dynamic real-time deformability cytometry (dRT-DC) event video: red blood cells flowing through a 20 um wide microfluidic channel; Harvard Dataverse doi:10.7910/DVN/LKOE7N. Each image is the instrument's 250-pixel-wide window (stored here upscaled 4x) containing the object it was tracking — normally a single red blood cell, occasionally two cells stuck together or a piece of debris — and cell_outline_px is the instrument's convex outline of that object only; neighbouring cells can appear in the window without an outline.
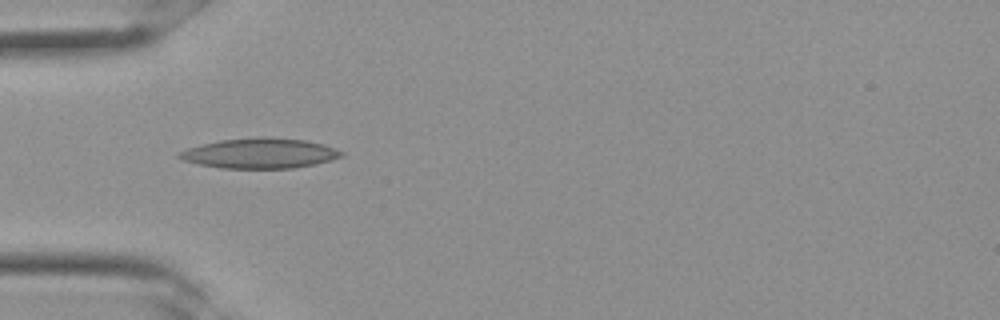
{"species": "Egyptian fruit bat (a non-hibernating species)", "species_latin": "Rousettus aegyptiacus", "temperature_condition": "room temperature", "stored_images_in_passage": 32, "camera_frame_rate_fps": 3000, "um_per_image_px": 0.085, "frame": {"image": 1, "passage_image": 10, "time_ms": 3.0, "image_size_px": [1000, 320], "cell_outline_px": [[344, 156], [332, 160], [316, 164], [292, 168], [220, 168], [180, 160], [176, 156], [176, 152], [188, 148], [220, 140], [256, 136], [264, 136], [304, 140], [324, 144], [336, 148], [344, 152]], "centroid_in_image_um": [22.09, 13.02], "position_along_channel_um": 62.9, "area_um2": 28.78}}
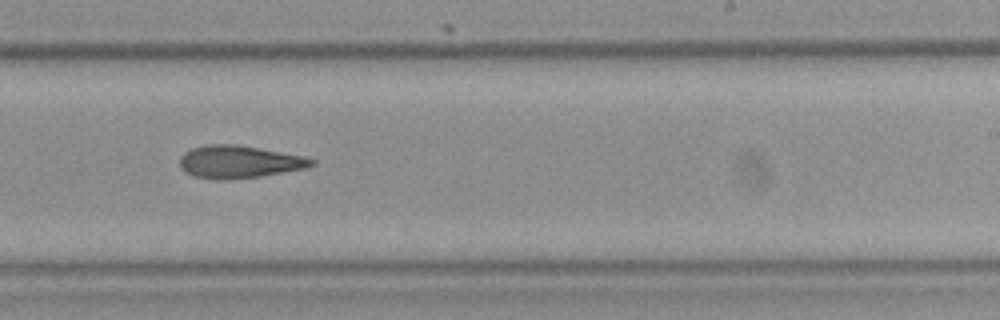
{"frame": {"image": 2, "passage_image": 20, "time_ms": 6.333, "image_size_px": [1000, 320], "cell_outline_px": [[316, 164], [304, 168], [260, 176], [224, 180], [216, 180], [192, 176], [184, 172], [180, 168], [180, 156], [184, 152], [192, 148], [208, 144], [236, 144], [308, 156], [316, 160]], "centroid_in_image_um": [20.32, 13.75], "position_along_channel_um": 268.7, "area_um2": 25.32}}
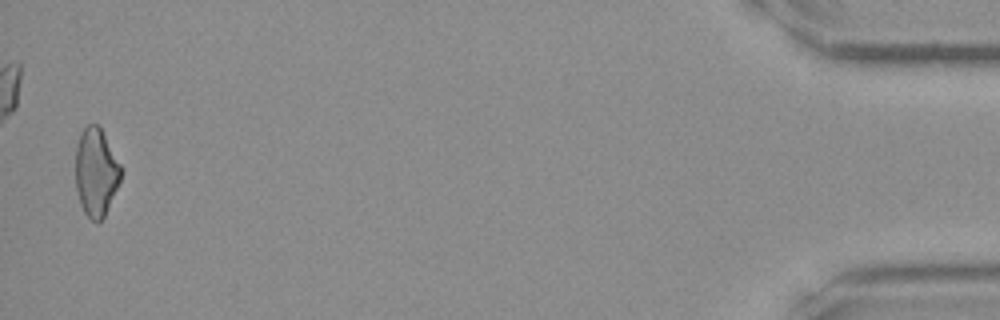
{"frame": {"image": 3, "passage_image": 32, "time_ms": 10.333, "image_size_px": [1000, 320], "cell_outline_px": [[120, 180], [104, 216], [100, 220], [92, 220], [84, 212], [80, 204], [76, 188], [76, 144], [80, 132], [88, 124], [96, 124], [100, 128], [120, 164]], "centroid_in_image_um": [8.13, 14.62], "position_along_channel_um": 427.1, "area_um2": 22.77}}